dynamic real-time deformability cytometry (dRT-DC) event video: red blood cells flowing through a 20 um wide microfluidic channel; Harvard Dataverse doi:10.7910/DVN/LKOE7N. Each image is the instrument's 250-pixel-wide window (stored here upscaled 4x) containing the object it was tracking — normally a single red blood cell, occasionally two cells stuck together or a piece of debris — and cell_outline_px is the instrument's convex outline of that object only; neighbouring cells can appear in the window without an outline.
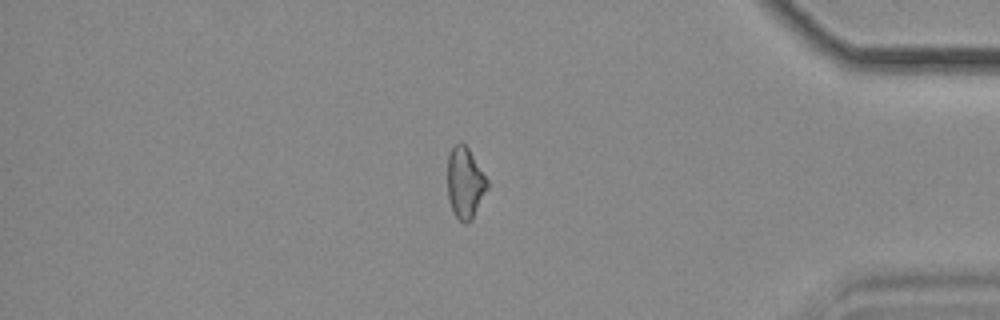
{"species": "common noctule bat (a hibernating species)", "species_latin": "Nyctalus noctula", "temperature_condition": "cold", "stored_images_in_passage": 49, "camera_frame_rate_fps": 3000, "um_per_image_px": 0.085, "animal": {"sex": "female", "body_mass_g": 18.4}, "frame": {"image": 1, "passage_image": 42, "time_ms": 13.667, "image_size_px": [1000, 320], "cell_outline_px": [[488, 188], [472, 220], [464, 224], [452, 212], [448, 196], [448, 152], [452, 144], [460, 140], [468, 148], [488, 180]], "centroid_in_image_um": [39.52, 15.51], "position_along_channel_um": 395.7, "area_um2": 16.7}}